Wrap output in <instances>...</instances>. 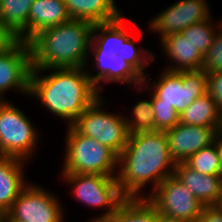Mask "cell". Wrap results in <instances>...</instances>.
I'll return each instance as SVG.
<instances>
[{
	"label": "cell",
	"instance_id": "1",
	"mask_svg": "<svg viewBox=\"0 0 222 222\" xmlns=\"http://www.w3.org/2000/svg\"><path fill=\"white\" fill-rule=\"evenodd\" d=\"M175 161L169 153L165 131L140 132L129 135L118 158V186L124 197H143L142 188L153 183L152 190L174 174Z\"/></svg>",
	"mask_w": 222,
	"mask_h": 222
},
{
	"label": "cell",
	"instance_id": "2",
	"mask_svg": "<svg viewBox=\"0 0 222 222\" xmlns=\"http://www.w3.org/2000/svg\"><path fill=\"white\" fill-rule=\"evenodd\" d=\"M51 70L48 75L42 72ZM32 69L29 95L71 125L99 96L86 67ZM40 73V74H39Z\"/></svg>",
	"mask_w": 222,
	"mask_h": 222
},
{
	"label": "cell",
	"instance_id": "3",
	"mask_svg": "<svg viewBox=\"0 0 222 222\" xmlns=\"http://www.w3.org/2000/svg\"><path fill=\"white\" fill-rule=\"evenodd\" d=\"M94 24L70 19L38 32L30 41L32 69L87 67Z\"/></svg>",
	"mask_w": 222,
	"mask_h": 222
},
{
	"label": "cell",
	"instance_id": "4",
	"mask_svg": "<svg viewBox=\"0 0 222 222\" xmlns=\"http://www.w3.org/2000/svg\"><path fill=\"white\" fill-rule=\"evenodd\" d=\"M66 157L62 174H99L117 176L119 156L95 139L67 126ZM114 173V174H113Z\"/></svg>",
	"mask_w": 222,
	"mask_h": 222
},
{
	"label": "cell",
	"instance_id": "5",
	"mask_svg": "<svg viewBox=\"0 0 222 222\" xmlns=\"http://www.w3.org/2000/svg\"><path fill=\"white\" fill-rule=\"evenodd\" d=\"M101 98L99 96L71 126L78 133L109 147L119 156L129 137L126 119L121 114L103 111V108H100L104 103Z\"/></svg>",
	"mask_w": 222,
	"mask_h": 222
},
{
	"label": "cell",
	"instance_id": "6",
	"mask_svg": "<svg viewBox=\"0 0 222 222\" xmlns=\"http://www.w3.org/2000/svg\"><path fill=\"white\" fill-rule=\"evenodd\" d=\"M38 133L22 110L7 100L0 101V156L32 158Z\"/></svg>",
	"mask_w": 222,
	"mask_h": 222
},
{
	"label": "cell",
	"instance_id": "7",
	"mask_svg": "<svg viewBox=\"0 0 222 222\" xmlns=\"http://www.w3.org/2000/svg\"><path fill=\"white\" fill-rule=\"evenodd\" d=\"M157 83L150 86L152 103H167L181 114L197 97L207 92V74L197 71H162Z\"/></svg>",
	"mask_w": 222,
	"mask_h": 222
},
{
	"label": "cell",
	"instance_id": "8",
	"mask_svg": "<svg viewBox=\"0 0 222 222\" xmlns=\"http://www.w3.org/2000/svg\"><path fill=\"white\" fill-rule=\"evenodd\" d=\"M117 176L99 174H63L68 184L73 186L74 197L89 207L104 208L103 214L91 221L110 220L119 203L125 198L119 189ZM107 209V210H106Z\"/></svg>",
	"mask_w": 222,
	"mask_h": 222
},
{
	"label": "cell",
	"instance_id": "9",
	"mask_svg": "<svg viewBox=\"0 0 222 222\" xmlns=\"http://www.w3.org/2000/svg\"><path fill=\"white\" fill-rule=\"evenodd\" d=\"M146 197L156 212L186 222H197L204 206L174 175L167 177Z\"/></svg>",
	"mask_w": 222,
	"mask_h": 222
},
{
	"label": "cell",
	"instance_id": "10",
	"mask_svg": "<svg viewBox=\"0 0 222 222\" xmlns=\"http://www.w3.org/2000/svg\"><path fill=\"white\" fill-rule=\"evenodd\" d=\"M58 198L49 190L28 184L5 214L9 222H64Z\"/></svg>",
	"mask_w": 222,
	"mask_h": 222
},
{
	"label": "cell",
	"instance_id": "11",
	"mask_svg": "<svg viewBox=\"0 0 222 222\" xmlns=\"http://www.w3.org/2000/svg\"><path fill=\"white\" fill-rule=\"evenodd\" d=\"M31 71L29 42L16 39L0 53V101L5 100L2 96L11 88L20 90L22 94L28 96Z\"/></svg>",
	"mask_w": 222,
	"mask_h": 222
},
{
	"label": "cell",
	"instance_id": "12",
	"mask_svg": "<svg viewBox=\"0 0 222 222\" xmlns=\"http://www.w3.org/2000/svg\"><path fill=\"white\" fill-rule=\"evenodd\" d=\"M209 11L206 0H179L152 18L149 30L159 32L161 41L168 35L181 33L188 26L209 19Z\"/></svg>",
	"mask_w": 222,
	"mask_h": 222
},
{
	"label": "cell",
	"instance_id": "13",
	"mask_svg": "<svg viewBox=\"0 0 222 222\" xmlns=\"http://www.w3.org/2000/svg\"><path fill=\"white\" fill-rule=\"evenodd\" d=\"M169 141V153L175 162H185L191 155L210 146L218 129L178 123L165 131Z\"/></svg>",
	"mask_w": 222,
	"mask_h": 222
},
{
	"label": "cell",
	"instance_id": "14",
	"mask_svg": "<svg viewBox=\"0 0 222 222\" xmlns=\"http://www.w3.org/2000/svg\"><path fill=\"white\" fill-rule=\"evenodd\" d=\"M89 53H94L95 67L92 68L99 72L95 75L89 72L88 76L99 93L103 89L102 81L103 83H132L135 87H140L144 83V77L118 54L115 55V53L110 52Z\"/></svg>",
	"mask_w": 222,
	"mask_h": 222
},
{
	"label": "cell",
	"instance_id": "15",
	"mask_svg": "<svg viewBox=\"0 0 222 222\" xmlns=\"http://www.w3.org/2000/svg\"><path fill=\"white\" fill-rule=\"evenodd\" d=\"M203 206H216L222 195V175H205L176 162L173 174Z\"/></svg>",
	"mask_w": 222,
	"mask_h": 222
},
{
	"label": "cell",
	"instance_id": "16",
	"mask_svg": "<svg viewBox=\"0 0 222 222\" xmlns=\"http://www.w3.org/2000/svg\"><path fill=\"white\" fill-rule=\"evenodd\" d=\"M27 161L0 156V215H5L12 207L19 193L29 184L24 178Z\"/></svg>",
	"mask_w": 222,
	"mask_h": 222
},
{
	"label": "cell",
	"instance_id": "17",
	"mask_svg": "<svg viewBox=\"0 0 222 222\" xmlns=\"http://www.w3.org/2000/svg\"><path fill=\"white\" fill-rule=\"evenodd\" d=\"M161 46L168 60L174 62L165 70L173 72L202 70L204 56L181 33L168 35L161 40Z\"/></svg>",
	"mask_w": 222,
	"mask_h": 222
},
{
	"label": "cell",
	"instance_id": "18",
	"mask_svg": "<svg viewBox=\"0 0 222 222\" xmlns=\"http://www.w3.org/2000/svg\"><path fill=\"white\" fill-rule=\"evenodd\" d=\"M71 19L63 0H34L28 15V42L43 29Z\"/></svg>",
	"mask_w": 222,
	"mask_h": 222
},
{
	"label": "cell",
	"instance_id": "19",
	"mask_svg": "<svg viewBox=\"0 0 222 222\" xmlns=\"http://www.w3.org/2000/svg\"><path fill=\"white\" fill-rule=\"evenodd\" d=\"M72 19L86 20L93 24L109 23L122 13L115 0H63Z\"/></svg>",
	"mask_w": 222,
	"mask_h": 222
},
{
	"label": "cell",
	"instance_id": "20",
	"mask_svg": "<svg viewBox=\"0 0 222 222\" xmlns=\"http://www.w3.org/2000/svg\"><path fill=\"white\" fill-rule=\"evenodd\" d=\"M122 17L109 23L94 24L89 52H110L121 56L122 46L131 36Z\"/></svg>",
	"mask_w": 222,
	"mask_h": 222
},
{
	"label": "cell",
	"instance_id": "21",
	"mask_svg": "<svg viewBox=\"0 0 222 222\" xmlns=\"http://www.w3.org/2000/svg\"><path fill=\"white\" fill-rule=\"evenodd\" d=\"M34 0H0V22L17 40L28 42V15Z\"/></svg>",
	"mask_w": 222,
	"mask_h": 222
},
{
	"label": "cell",
	"instance_id": "22",
	"mask_svg": "<svg viewBox=\"0 0 222 222\" xmlns=\"http://www.w3.org/2000/svg\"><path fill=\"white\" fill-rule=\"evenodd\" d=\"M221 110L206 92L201 97H197L180 114V122L183 125H196L219 129Z\"/></svg>",
	"mask_w": 222,
	"mask_h": 222
},
{
	"label": "cell",
	"instance_id": "23",
	"mask_svg": "<svg viewBox=\"0 0 222 222\" xmlns=\"http://www.w3.org/2000/svg\"><path fill=\"white\" fill-rule=\"evenodd\" d=\"M110 220L112 222H158V213L146 197H125Z\"/></svg>",
	"mask_w": 222,
	"mask_h": 222
},
{
	"label": "cell",
	"instance_id": "24",
	"mask_svg": "<svg viewBox=\"0 0 222 222\" xmlns=\"http://www.w3.org/2000/svg\"><path fill=\"white\" fill-rule=\"evenodd\" d=\"M212 18L202 22L192 24L181 32L185 38L193 44L195 48L204 56L209 48L212 46L215 35L217 34L216 28L219 29L222 26V22L218 21V25L211 24ZM214 25V26H213ZM216 26V28H214Z\"/></svg>",
	"mask_w": 222,
	"mask_h": 222
},
{
	"label": "cell",
	"instance_id": "25",
	"mask_svg": "<svg viewBox=\"0 0 222 222\" xmlns=\"http://www.w3.org/2000/svg\"><path fill=\"white\" fill-rule=\"evenodd\" d=\"M185 163L205 175H222L219 155L214 143L191 155Z\"/></svg>",
	"mask_w": 222,
	"mask_h": 222
},
{
	"label": "cell",
	"instance_id": "26",
	"mask_svg": "<svg viewBox=\"0 0 222 222\" xmlns=\"http://www.w3.org/2000/svg\"><path fill=\"white\" fill-rule=\"evenodd\" d=\"M131 111L134 118L129 119L125 117L129 135L140 132L156 131L151 97L149 101L143 100L137 102Z\"/></svg>",
	"mask_w": 222,
	"mask_h": 222
},
{
	"label": "cell",
	"instance_id": "27",
	"mask_svg": "<svg viewBox=\"0 0 222 222\" xmlns=\"http://www.w3.org/2000/svg\"><path fill=\"white\" fill-rule=\"evenodd\" d=\"M143 49L144 48H142L141 46H138V47L135 46V42L133 41V38H131L130 36L122 46L121 57L125 61H127L130 65H132L144 77V83L141 85L142 88L144 87V89L146 88L151 89L148 86L150 83V80H147V77L145 76L146 73H144L147 71H143V69L149 65V62L154 60L155 54L154 52L149 51V49L148 50H145V49L143 50Z\"/></svg>",
	"mask_w": 222,
	"mask_h": 222
},
{
	"label": "cell",
	"instance_id": "28",
	"mask_svg": "<svg viewBox=\"0 0 222 222\" xmlns=\"http://www.w3.org/2000/svg\"><path fill=\"white\" fill-rule=\"evenodd\" d=\"M156 131H166L180 122V114L167 103H152Z\"/></svg>",
	"mask_w": 222,
	"mask_h": 222
},
{
	"label": "cell",
	"instance_id": "29",
	"mask_svg": "<svg viewBox=\"0 0 222 222\" xmlns=\"http://www.w3.org/2000/svg\"><path fill=\"white\" fill-rule=\"evenodd\" d=\"M217 31L212 46L204 55L202 71L205 74L222 71V26Z\"/></svg>",
	"mask_w": 222,
	"mask_h": 222
},
{
	"label": "cell",
	"instance_id": "30",
	"mask_svg": "<svg viewBox=\"0 0 222 222\" xmlns=\"http://www.w3.org/2000/svg\"><path fill=\"white\" fill-rule=\"evenodd\" d=\"M207 93L222 111V71L207 74Z\"/></svg>",
	"mask_w": 222,
	"mask_h": 222
},
{
	"label": "cell",
	"instance_id": "31",
	"mask_svg": "<svg viewBox=\"0 0 222 222\" xmlns=\"http://www.w3.org/2000/svg\"><path fill=\"white\" fill-rule=\"evenodd\" d=\"M197 222H222V210L217 206H204Z\"/></svg>",
	"mask_w": 222,
	"mask_h": 222
},
{
	"label": "cell",
	"instance_id": "32",
	"mask_svg": "<svg viewBox=\"0 0 222 222\" xmlns=\"http://www.w3.org/2000/svg\"><path fill=\"white\" fill-rule=\"evenodd\" d=\"M15 37L2 25L0 22V53L9 47L14 41Z\"/></svg>",
	"mask_w": 222,
	"mask_h": 222
},
{
	"label": "cell",
	"instance_id": "33",
	"mask_svg": "<svg viewBox=\"0 0 222 222\" xmlns=\"http://www.w3.org/2000/svg\"><path fill=\"white\" fill-rule=\"evenodd\" d=\"M213 143L216 145V148L218 151L220 165H221V171H222V135H220L218 132L214 138Z\"/></svg>",
	"mask_w": 222,
	"mask_h": 222
},
{
	"label": "cell",
	"instance_id": "34",
	"mask_svg": "<svg viewBox=\"0 0 222 222\" xmlns=\"http://www.w3.org/2000/svg\"><path fill=\"white\" fill-rule=\"evenodd\" d=\"M158 222H186V221L169 218L167 216L158 213Z\"/></svg>",
	"mask_w": 222,
	"mask_h": 222
},
{
	"label": "cell",
	"instance_id": "35",
	"mask_svg": "<svg viewBox=\"0 0 222 222\" xmlns=\"http://www.w3.org/2000/svg\"><path fill=\"white\" fill-rule=\"evenodd\" d=\"M218 133H219L220 135H222V111H221L220 125H219V129H218Z\"/></svg>",
	"mask_w": 222,
	"mask_h": 222
},
{
	"label": "cell",
	"instance_id": "36",
	"mask_svg": "<svg viewBox=\"0 0 222 222\" xmlns=\"http://www.w3.org/2000/svg\"><path fill=\"white\" fill-rule=\"evenodd\" d=\"M0 222H9V220L5 215H0Z\"/></svg>",
	"mask_w": 222,
	"mask_h": 222
},
{
	"label": "cell",
	"instance_id": "37",
	"mask_svg": "<svg viewBox=\"0 0 222 222\" xmlns=\"http://www.w3.org/2000/svg\"><path fill=\"white\" fill-rule=\"evenodd\" d=\"M216 206L219 207L222 210V195H221V198L219 200V203Z\"/></svg>",
	"mask_w": 222,
	"mask_h": 222
},
{
	"label": "cell",
	"instance_id": "38",
	"mask_svg": "<svg viewBox=\"0 0 222 222\" xmlns=\"http://www.w3.org/2000/svg\"><path fill=\"white\" fill-rule=\"evenodd\" d=\"M92 222H112L111 220H99V221H92Z\"/></svg>",
	"mask_w": 222,
	"mask_h": 222
}]
</instances>
